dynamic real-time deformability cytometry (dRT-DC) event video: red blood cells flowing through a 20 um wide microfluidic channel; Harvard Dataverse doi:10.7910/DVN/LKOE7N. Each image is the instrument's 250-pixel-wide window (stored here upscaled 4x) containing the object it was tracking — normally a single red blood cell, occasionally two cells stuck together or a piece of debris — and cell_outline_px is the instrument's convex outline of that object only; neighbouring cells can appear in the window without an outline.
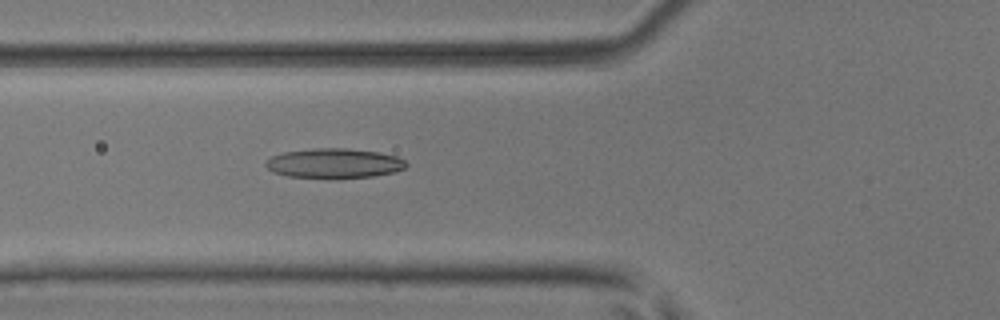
{"species": "common noctule bat (a hibernating species)", "species_latin": "Nyctalus noctula", "temperature_condition": "room temperature", "stored_images_in_passage": 5, "camera_frame_rate_fps": 3000, "um_per_image_px": 0.085, "animal": {"sex": "male", "body_mass_g": 17.9, "forearm_length_mm": 54.2}, "frame": {"image": 1, "passage_image": 5, "time_ms": 1.333, "image_size_px": [1000, 320], "cell_outline_px": [[408, 164], [404, 168], [396, 172], [372, 176], [288, 176], [272, 172], [264, 164], [272, 156], [284, 152], [312, 148], [348, 148], [380, 152], [396, 156], [404, 160]], "centroid_in_image_um": [28.42, 13.84], "position_along_channel_um": 97.4, "area_um2": 23.7}}